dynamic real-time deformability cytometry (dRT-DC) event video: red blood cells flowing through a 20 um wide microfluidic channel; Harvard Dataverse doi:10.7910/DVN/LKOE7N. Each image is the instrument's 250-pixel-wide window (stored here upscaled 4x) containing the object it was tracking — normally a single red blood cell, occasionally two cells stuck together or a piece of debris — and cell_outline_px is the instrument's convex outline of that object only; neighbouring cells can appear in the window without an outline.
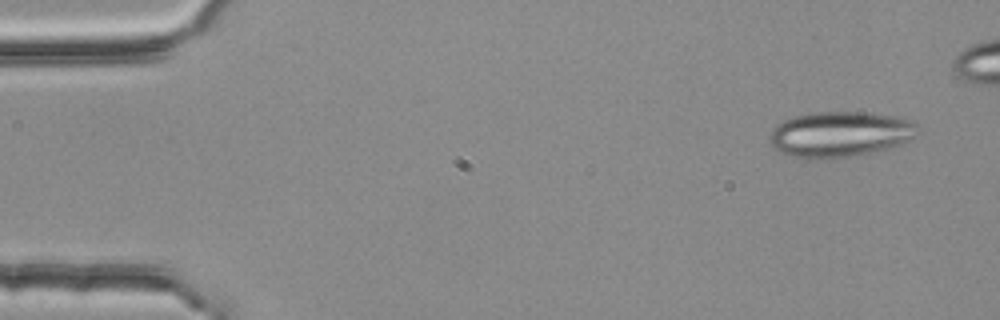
{"species": "common noctule bat (a hibernating species)", "species_latin": "Nyctalus noctula", "temperature_condition": "room temperature", "stored_images_in_passage": 4, "camera_frame_rate_fps": 3000, "um_per_image_px": 0.085, "animal": {"sex": "female", "body_mass_g": 25.1}, "frame": {"image": 1, "passage_image": 1, "time_ms": 0.0, "image_size_px": [1000, 320], "cell_outline_px": [[916, 124], [912, 136], [908, 140], [900, 144], [888, 148], [856, 156], [832, 160], [820, 160], [792, 156], [780, 152], [772, 144], [768, 136], [772, 128], [776, 124], [792, 116], [808, 112], [868, 112], [896, 116], [912, 120]], "centroid_in_image_um": [71.33, 11.41], "position_along_channel_um": 13.7, "area_um2": 39.65}}